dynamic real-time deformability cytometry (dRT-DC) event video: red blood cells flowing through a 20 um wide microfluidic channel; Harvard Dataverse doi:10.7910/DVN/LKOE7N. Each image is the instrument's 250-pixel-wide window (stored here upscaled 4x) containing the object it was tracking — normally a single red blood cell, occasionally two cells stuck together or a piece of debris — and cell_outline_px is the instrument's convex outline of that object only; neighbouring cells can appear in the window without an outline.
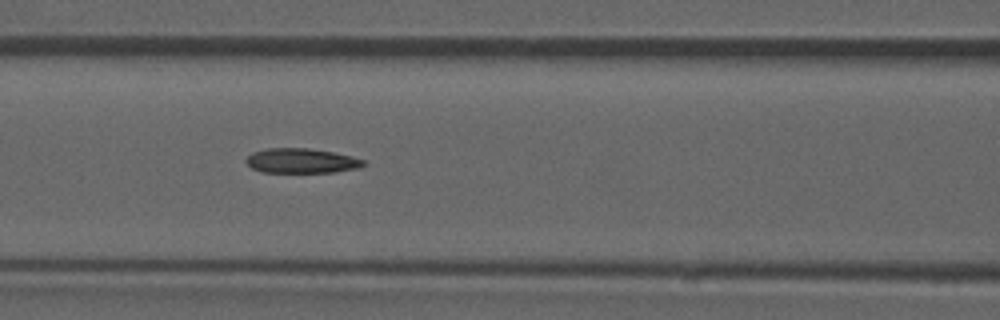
{"species": "common noctule bat (a hibernating species)", "species_latin": "Nyctalus noctula", "temperature_condition": "room temperature", "stored_images_in_passage": 53, "camera_frame_rate_fps": 3000, "um_per_image_px": 0.085, "animal": {"sex": "male", "forearm_length_mm": 52.5}, "frame": {"image": 1, "passage_image": 23, "time_ms": 7.333, "image_size_px": [1000, 320], "cell_outline_px": [[368, 164], [356, 168], [332, 172], [260, 172], [252, 168], [244, 160], [252, 152], [268, 148], [308, 148], [332, 152], [352, 156], [364, 160]], "centroid_in_image_um": [25.6, 13.66], "position_along_channel_um": 141.0, "area_um2": 16.88}, "authors_computed_cell_mechanics": {"area_um2": 17.5134, "velocity_mm_per_s": 3.8828, "shape_relaxation_time_tau1_ms": null, "shape_relaxation_time_tau2_ms": 7.2152, "deformation_change_tau1": null, "deformation_change_tau2": 0.1236}}